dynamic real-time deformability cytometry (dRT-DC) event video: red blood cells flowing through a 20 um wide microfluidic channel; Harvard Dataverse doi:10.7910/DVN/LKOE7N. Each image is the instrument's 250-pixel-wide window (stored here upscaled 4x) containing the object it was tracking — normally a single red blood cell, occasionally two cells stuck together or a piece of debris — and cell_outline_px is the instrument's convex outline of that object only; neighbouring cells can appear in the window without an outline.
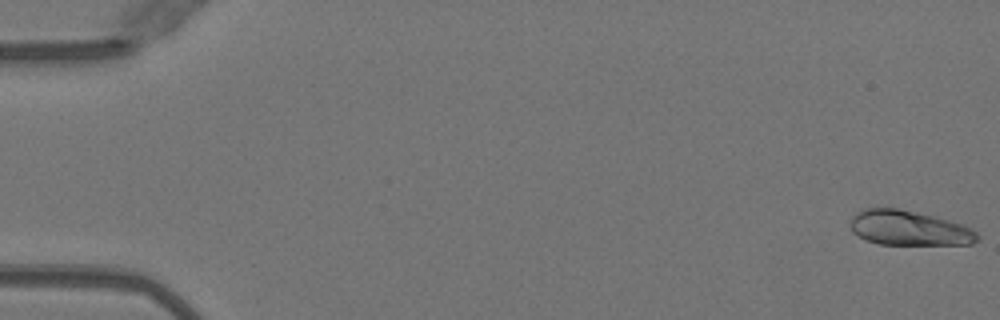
{"species": "Egyptian fruit bat (a non-hibernating species)", "species_latin": "Rousettus aegyptiacus", "temperature_condition": "warm", "stored_images_in_passage": 29, "camera_frame_rate_fps": 3000, "um_per_image_px": 0.085, "animal": {"sex": "female"}, "frame": {"image": 1, "passage_image": 1, "time_ms": 0.0, "image_size_px": [1000, 320], "cell_outline_px": [[980, 240], [972, 244], [880, 244], [864, 240], [852, 232], [848, 224], [852, 216], [864, 208], [896, 208], [916, 212], [964, 224], [972, 228], [980, 236]], "centroid_in_image_um": [77.25, 19.39], "position_along_channel_um": 7.7, "area_um2": 25.95}}
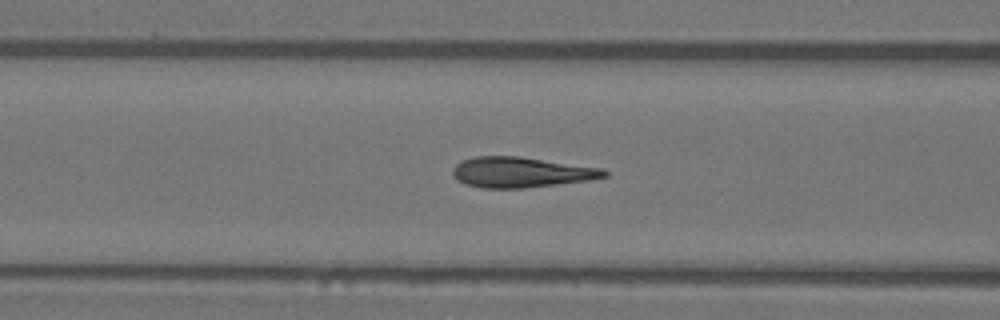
{"frame": {"image": 2, "passage_image": 21, "time_ms": 6.667, "image_size_px": [1000, 320], "cell_outline_px": [[608, 176], [592, 180], [524, 188], [484, 188], [464, 184], [456, 180], [452, 176], [452, 168], [460, 160], [476, 156], [520, 156], [600, 168], [608, 172]], "centroid_in_image_um": [44.25, 14.64], "position_along_channel_um": 122.4, "area_um2": 27.05}}
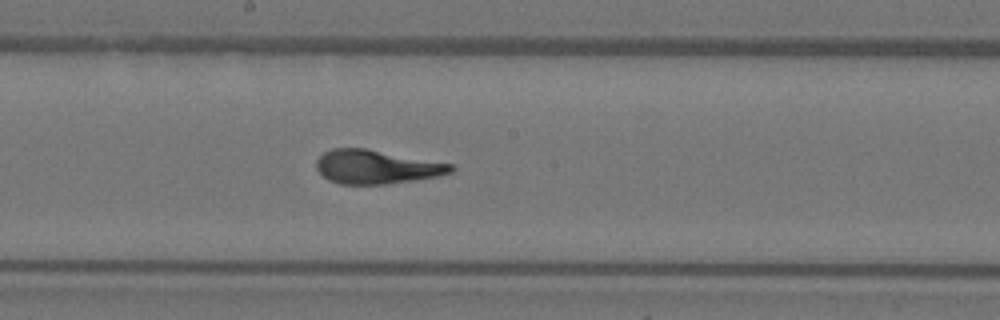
{"frame": {"image": 3, "passage_image": 28, "time_ms": 9.0, "image_size_px": [1000, 320], "cell_outline_px": [[456, 168], [452, 172], [440, 176], [416, 180], [388, 184], [340, 184], [328, 180], [316, 168], [316, 160], [324, 152], [332, 148], [364, 148], [452, 164]], "centroid_in_image_um": [32.0, 14.19], "position_along_channel_um": 216.2, "area_um2": 26.47}}